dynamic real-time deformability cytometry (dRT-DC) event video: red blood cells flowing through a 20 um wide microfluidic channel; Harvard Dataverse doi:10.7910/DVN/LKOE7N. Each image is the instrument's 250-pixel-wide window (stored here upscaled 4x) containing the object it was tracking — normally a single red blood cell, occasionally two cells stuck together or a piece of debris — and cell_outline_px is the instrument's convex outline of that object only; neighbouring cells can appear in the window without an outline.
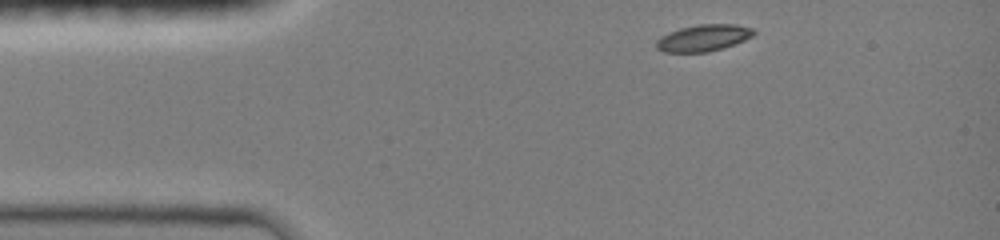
{"species": "common noctule bat (a hibernating species)", "species_latin": "Nyctalus noctula", "temperature_condition": "room temperature", "stored_images_in_passage": 56, "camera_frame_rate_fps": 3000, "um_per_image_px": 0.085, "animal": {"sex": "female", "body_mass_g": 19.0, "forearm_length_mm": 51.5}, "frame": {"image": 1, "passage_image": 1, "time_ms": 0.0, "image_size_px": [1000, 240], "cell_outline_px": [[756, 32], [752, 36], [744, 40], [724, 48], [708, 52], [664, 52], [656, 48], [656, 40], [660, 36], [668, 32], [680, 28], [700, 24], [736, 24], [752, 28]], "centroid_in_image_um": [59.77, 3.22], "position_along_channel_um": 25.2, "area_um2": 15.2}}
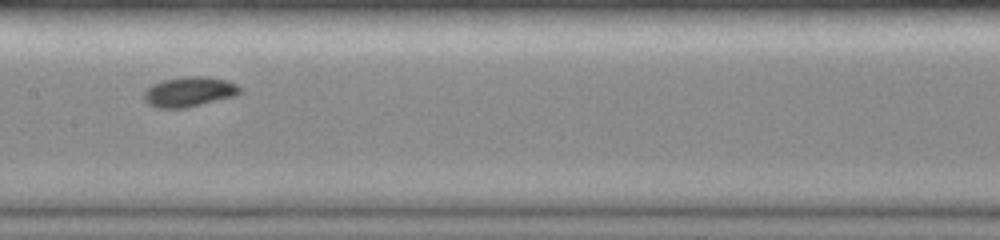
{"frame": {"image": 2, "passage_image": 31, "time_ms": 5.333, "image_size_px": [1000, 240], "cell_outline_px": [[240, 92], [236, 96], [184, 108], [156, 108], [148, 104], [144, 100], [144, 92], [152, 84], [164, 80], [184, 76], [208, 76], [228, 80], [236, 84], [240, 88]], "centroid_in_image_um": [16.08, 7.79], "position_along_channel_um": 191.3, "area_um2": 16.82}}
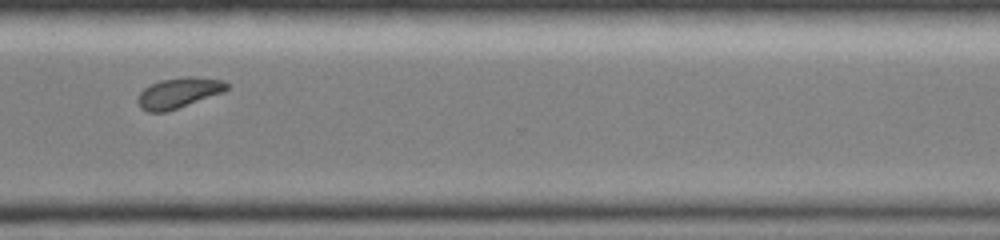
{"frame": {"image": 3, "passage_image": 55, "time_ms": 9.333, "image_size_px": [1000, 240], "cell_outline_px": [[228, 88], [224, 92], [164, 112], [148, 112], [140, 108], [136, 100], [140, 92], [144, 88], [160, 80], [184, 76], [196, 76], [224, 80], [228, 84]], "centroid_in_image_um": [15.18, 7.87], "position_along_channel_um": 355.4, "area_um2": 15.78}}